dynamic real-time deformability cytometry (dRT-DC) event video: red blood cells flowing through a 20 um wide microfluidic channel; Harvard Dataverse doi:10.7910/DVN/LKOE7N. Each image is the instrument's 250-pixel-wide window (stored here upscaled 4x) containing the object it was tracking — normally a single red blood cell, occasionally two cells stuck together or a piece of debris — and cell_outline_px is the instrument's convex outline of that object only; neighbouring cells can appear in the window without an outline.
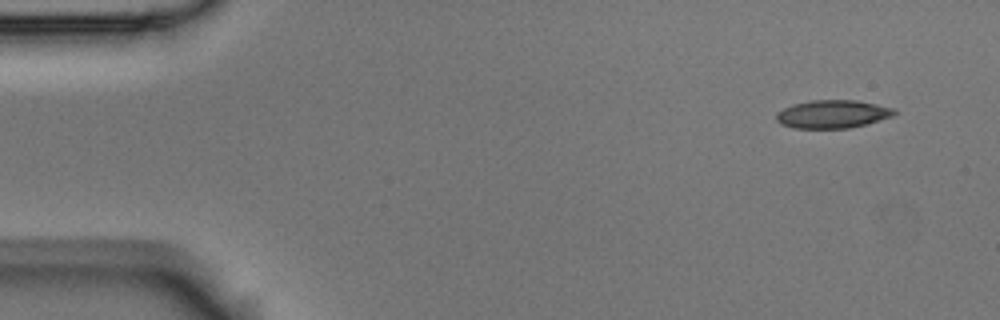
{"species": "Egyptian fruit bat (a non-hibernating species)", "species_latin": "Rousettus aegyptiacus", "temperature_condition": "room temperature", "stored_images_in_passage": 4, "camera_frame_rate_fps": 3000, "um_per_image_px": 0.085, "animal": {"sex": "male"}, "frame": {"image": 1, "passage_image": 1, "time_ms": 0.0, "image_size_px": [1000, 320], "cell_outline_px": [[896, 112], [892, 116], [868, 124], [848, 128], [792, 128], [780, 124], [776, 120], [776, 112], [792, 104], [812, 100], [856, 100], [896, 108]], "centroid_in_image_um": [70.76, 9.7], "position_along_channel_um": 14.2, "area_um2": 19.48}}
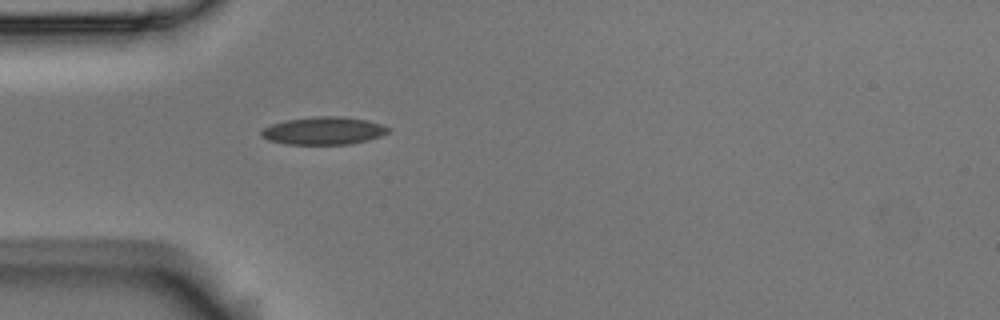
{"frame": {"image": 2, "passage_image": 4, "time_ms": 1.0, "image_size_px": [1000, 320], "cell_outline_px": [[392, 128], [388, 132], [380, 136], [368, 140], [348, 144], [284, 144], [268, 140], [260, 136], [260, 132], [264, 128], [272, 124], [288, 120], [312, 116], [340, 116], [368, 120]], "centroid_in_image_um": [27.5, 11.11], "position_along_channel_um": 57.5, "area_um2": 20.52}}